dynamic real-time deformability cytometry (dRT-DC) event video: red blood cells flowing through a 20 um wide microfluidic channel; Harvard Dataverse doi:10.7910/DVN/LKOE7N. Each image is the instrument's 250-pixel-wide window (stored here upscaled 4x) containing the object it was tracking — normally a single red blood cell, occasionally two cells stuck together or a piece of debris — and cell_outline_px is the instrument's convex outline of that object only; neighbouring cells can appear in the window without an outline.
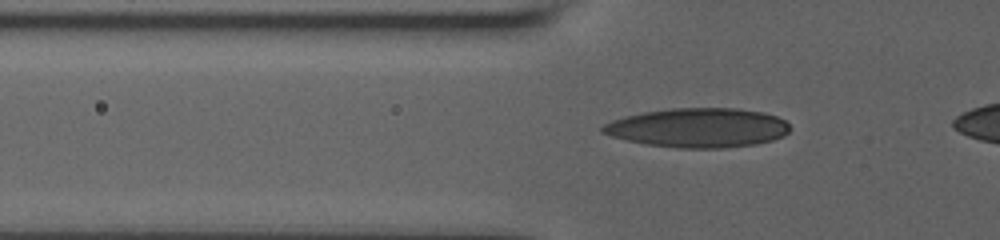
{"species": "human", "species_latin": "Homo sapiens", "temperature_condition": "room temperature", "stored_images_in_passage": 64, "camera_frame_rate_fps": 3000, "um_per_image_px": 0.085, "donor": {"sex": "male"}, "frame": {"image": 1, "passage_image": 11, "time_ms": 2.333, "image_size_px": [1000, 240], "cell_outline_px": [[788, 132], [784, 136], [772, 140], [756, 144], [720, 148], [680, 148], [648, 144], [628, 140], [612, 136], [600, 132], [600, 128], [604, 124], [612, 120], [624, 116], [644, 112], [672, 108], [736, 108], [764, 112], [776, 116], [784, 120], [788, 124]], "centroid_in_image_um": [59.34, 10.85], "position_along_channel_um": 66.5, "area_um2": 42.77}}
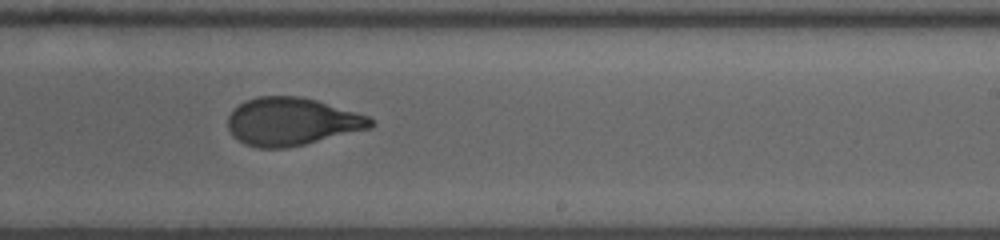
{"frame": {"image": 2, "passage_image": 35, "time_ms": 7.667, "image_size_px": [1000, 240], "cell_outline_px": [[376, 124], [372, 128], [288, 148], [256, 148], [244, 144], [232, 136], [228, 128], [228, 116], [244, 100], [260, 96], [300, 96], [316, 100], [356, 112], [368, 116]], "centroid_in_image_um": [24.8, 10.34], "position_along_channel_um": 264.2, "area_um2": 39.88}}
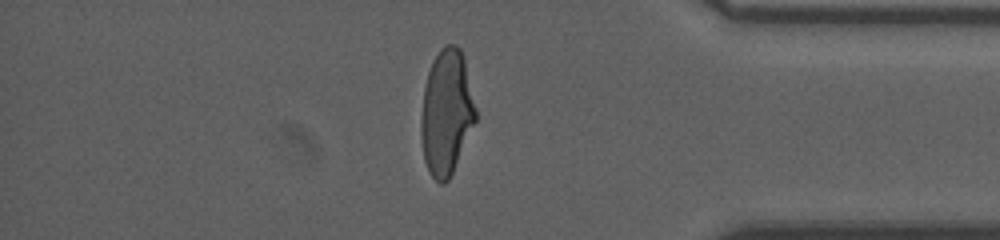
{"frame": {"image": 3, "passage_image": 56, "time_ms": 11.667, "image_size_px": [1000, 240], "cell_outline_px": [[476, 120], [452, 172], [448, 180], [444, 184], [440, 184], [428, 172], [424, 160], [420, 132], [420, 124], [424, 88], [428, 72], [432, 60], [440, 48], [448, 44], [456, 44], [460, 48], [464, 60], [476, 108]], "centroid_in_image_um": [37.93, 9.55], "position_along_channel_um": 397.3, "area_um2": 39.65}}